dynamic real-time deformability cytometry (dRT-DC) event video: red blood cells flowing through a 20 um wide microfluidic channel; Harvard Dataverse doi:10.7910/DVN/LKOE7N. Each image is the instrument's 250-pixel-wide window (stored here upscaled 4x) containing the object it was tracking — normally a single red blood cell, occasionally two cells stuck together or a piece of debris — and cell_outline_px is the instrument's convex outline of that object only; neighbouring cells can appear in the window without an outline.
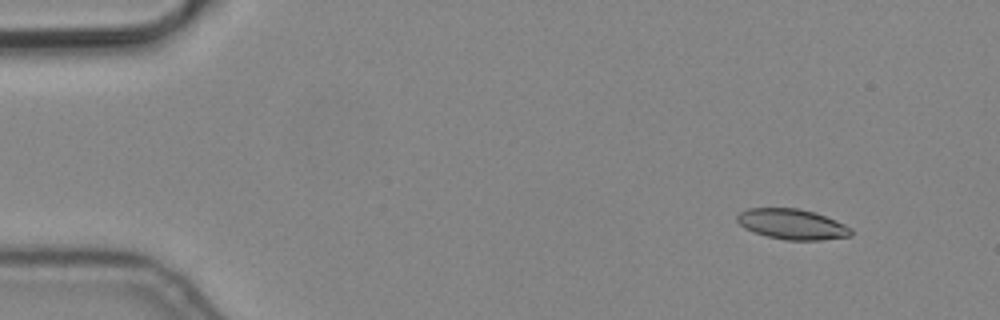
{"species": "common noctule bat (a hibernating species)", "species_latin": "Nyctalus noctula", "temperature_condition": "cold", "stored_images_in_passage": 6, "camera_frame_rate_fps": 3000, "um_per_image_px": 0.085, "animal": {"sex": "male", "body_mass_g": 19.2, "forearm_length_mm": 51.8}, "frame": {"image": 1, "passage_image": 2, "time_ms": 0.333, "image_size_px": [1000, 320], "cell_outline_px": [[852, 236], [820, 240], [784, 240], [768, 236], [744, 228], [736, 220], [736, 216], [740, 212], [748, 208], [796, 208], [816, 212], [836, 220], [852, 228]], "centroid_in_image_um": [67.35, 19.05], "position_along_channel_um": 17.6, "area_um2": 20.23}}
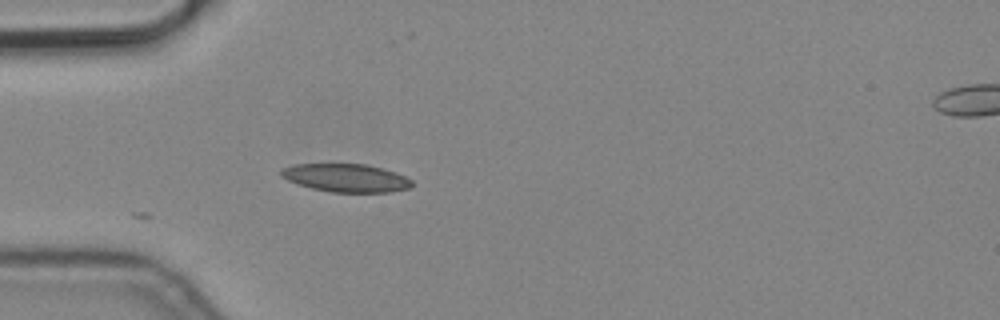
{"frame": {"image": 2, "passage_image": 5, "time_ms": 1.333, "image_size_px": [1000, 320], "cell_outline_px": [[412, 184], [408, 188], [392, 192], [332, 192], [312, 188], [296, 184], [280, 176], [280, 168], [292, 164], [364, 164], [396, 172], [412, 180]], "centroid_in_image_um": [29.36, 15.12], "position_along_channel_um": 55.6, "area_um2": 21.44}}